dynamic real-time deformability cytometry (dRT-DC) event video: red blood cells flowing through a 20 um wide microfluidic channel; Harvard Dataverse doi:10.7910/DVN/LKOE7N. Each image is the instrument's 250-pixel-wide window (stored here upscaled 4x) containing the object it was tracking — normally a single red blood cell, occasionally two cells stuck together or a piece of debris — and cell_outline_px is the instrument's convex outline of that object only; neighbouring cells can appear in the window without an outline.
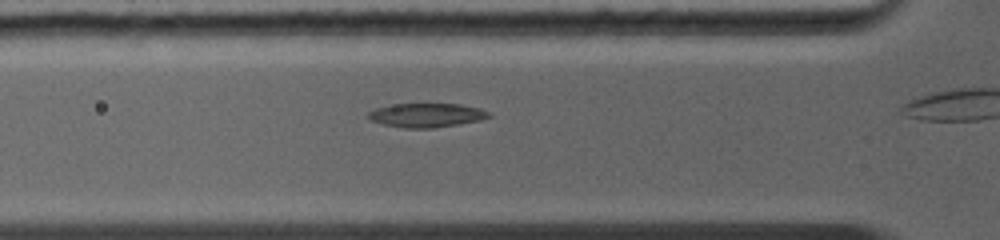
{"species": "common noctule bat (a hibernating species)", "species_latin": "Nyctalus noctula", "temperature_condition": "warm", "stored_images_in_passage": 3, "camera_frame_rate_fps": 5000, "um_per_image_px": 0.085, "animal": {"sex": "female", "body_mass_g": 19.0, "forearm_length_mm": 56.7}, "frame": {"image": 1, "passage_image": 2, "time_ms": 0.6, "image_size_px": [1000, 240], "cell_outline_px": [[492, 116], [480, 120], [460, 124], [432, 128], [404, 128], [384, 124], [372, 120], [368, 116], [368, 112], [376, 108], [396, 104], [460, 104], [480, 108], [492, 112]], "centroid_in_image_um": [36.32, 9.79], "position_along_channel_um": 89.5, "area_um2": 16.82}}